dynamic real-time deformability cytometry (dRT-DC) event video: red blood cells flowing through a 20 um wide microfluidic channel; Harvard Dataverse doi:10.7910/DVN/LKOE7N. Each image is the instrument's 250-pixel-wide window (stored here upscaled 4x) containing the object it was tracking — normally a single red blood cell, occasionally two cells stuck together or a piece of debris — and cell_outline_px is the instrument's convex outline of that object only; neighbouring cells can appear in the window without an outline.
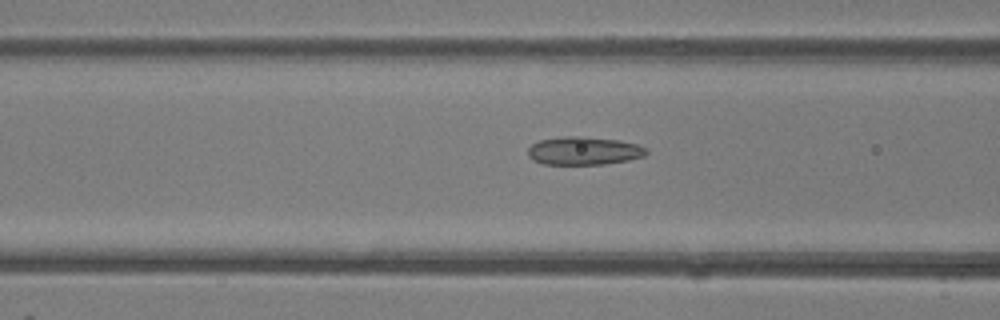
{"species": "common noctule bat (a hibernating species)", "species_latin": "Nyctalus noctula", "temperature_condition": "room temperature", "stored_images_in_passage": 43, "camera_frame_rate_fps": 3000, "um_per_image_px": 0.085, "animal": {"sex": "female"}, "frame": {"image": 1, "passage_image": 14, "time_ms": 4.333, "image_size_px": [1000, 320], "cell_outline_px": [[648, 152], [644, 156], [628, 160], [604, 164], [544, 164], [532, 160], [528, 156], [528, 148], [532, 144], [540, 140], [564, 136], [584, 136], [620, 140], [636, 144], [648, 148]], "centroid_in_image_um": [49.63, 12.81], "position_along_channel_um": 117.0, "area_um2": 19.54}}
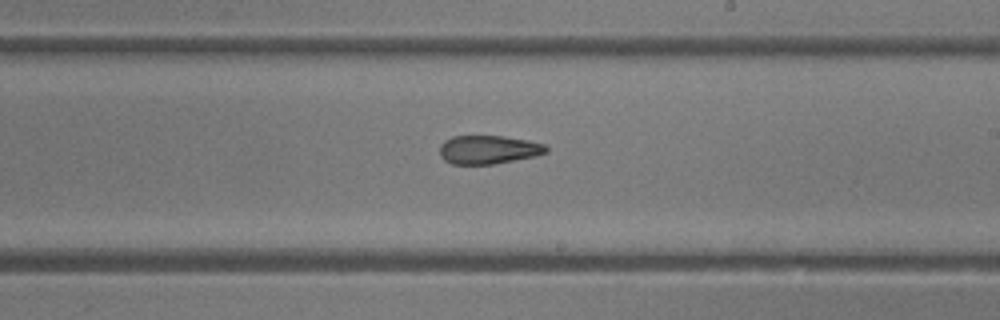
{"frame": {"image": 2, "passage_image": 23, "time_ms": 7.333, "image_size_px": [1000, 320], "cell_outline_px": [[548, 152], [536, 156], [492, 164], [452, 164], [444, 160], [440, 156], [440, 144], [444, 140], [452, 136], [504, 136], [528, 140], [544, 144], [548, 148]], "centroid_in_image_um": [41.51, 12.71], "position_along_channel_um": 247.5, "area_um2": 17.8}}
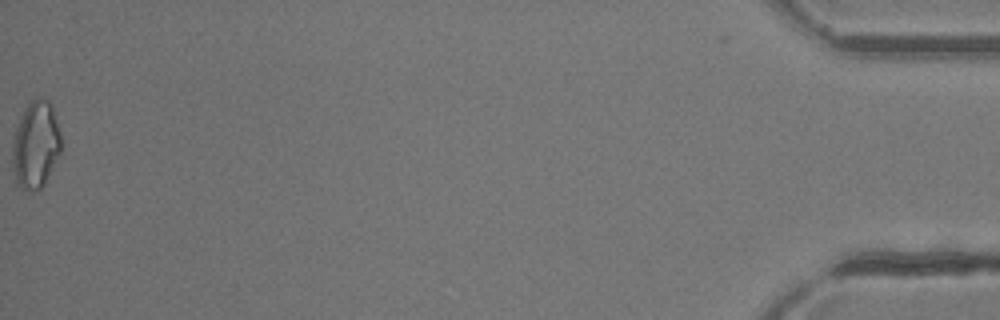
{"frame": {"image": 3, "passage_image": 43, "time_ms": 14.0, "image_size_px": [1000, 320], "cell_outline_px": [[60, 152], [44, 184], [40, 188], [32, 192], [20, 188], [16, 184], [12, 164], [12, 140], [16, 128], [24, 108], [36, 96], [40, 96], [48, 100], [52, 104], [60, 132]], "centroid_in_image_um": [3.01, 12.29], "position_along_channel_um": 432.2, "area_um2": 24.91}, "authors_computed_cell_mechanics": {"area_um2": 19.4786, "velocity_mm_per_s": 4.3488, "shape_relaxation_time_tau1_ms": null, "shape_relaxation_time_tau2_ms": 1.6354, "deformation_change_tau1": null, "deformation_change_tau2": 0.0985}}